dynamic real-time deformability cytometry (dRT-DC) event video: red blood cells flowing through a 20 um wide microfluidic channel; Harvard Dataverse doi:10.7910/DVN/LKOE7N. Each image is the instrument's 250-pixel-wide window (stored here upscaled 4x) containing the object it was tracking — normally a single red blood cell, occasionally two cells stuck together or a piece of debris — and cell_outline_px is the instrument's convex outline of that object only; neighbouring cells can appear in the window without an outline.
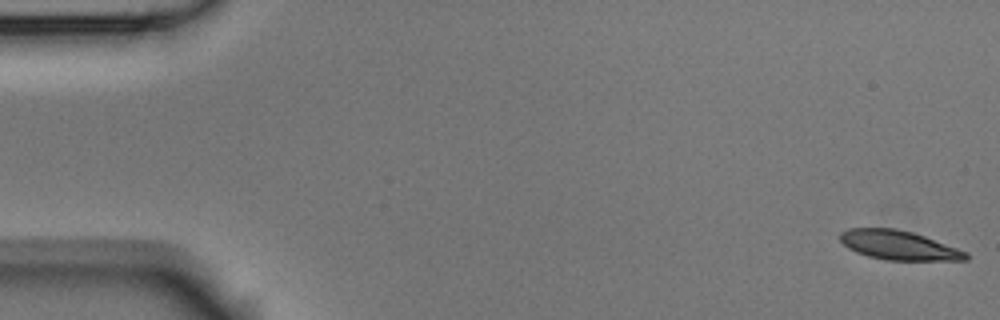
{"species": "Egyptian fruit bat (a non-hibernating species)", "species_latin": "Rousettus aegyptiacus", "temperature_condition": "room temperature", "stored_images_in_passage": 53, "camera_frame_rate_fps": 3000, "um_per_image_px": 0.085, "animal": {"sex": "male"}, "frame": {"image": 1, "passage_image": 1, "time_ms": 0.0, "image_size_px": [1000, 320], "cell_outline_px": [[968, 260], [884, 260], [868, 256], [856, 252], [848, 248], [840, 240], [840, 232], [848, 228], [896, 228], [912, 232], [924, 236], [968, 252]], "centroid_in_image_um": [76.37, 20.84], "position_along_channel_um": 8.6, "area_um2": 21.39}}
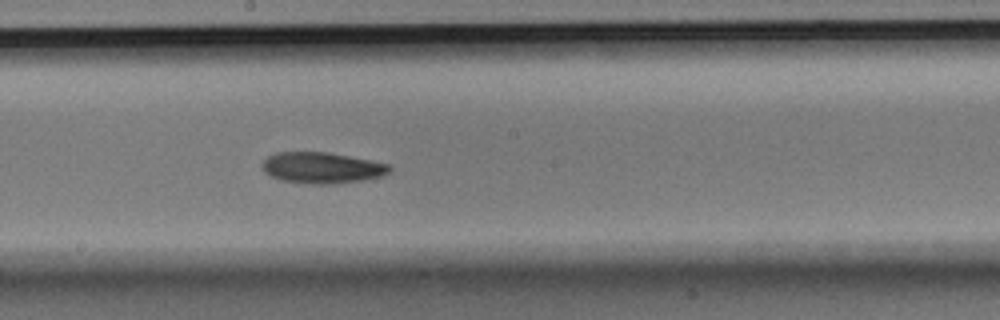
{"frame": {"image": 2, "passage_image": 29, "time_ms": 9.333, "image_size_px": [1000, 320], "cell_outline_px": [[392, 168], [388, 172], [380, 176], [364, 180], [332, 184], [312, 184], [280, 180], [264, 172], [260, 164], [268, 156], [276, 152], [328, 152], [372, 160], [392, 164]], "centroid_in_image_um": [27.37, 14.25], "position_along_channel_um": 220.8, "area_um2": 23.24}}
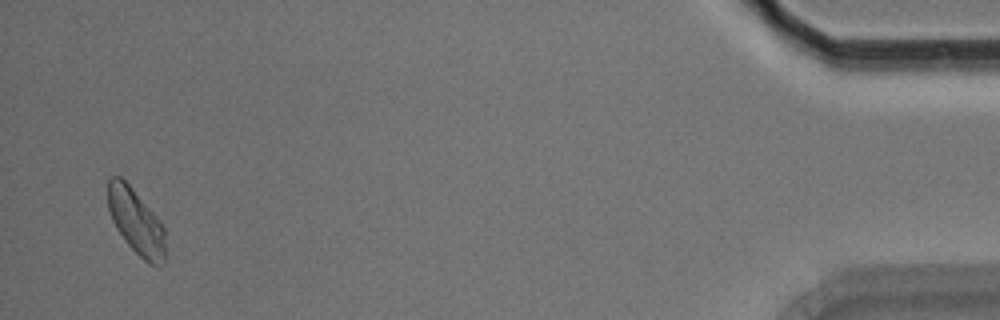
{"frame": {"image": 3, "passage_image": 52, "time_ms": 17.0, "image_size_px": [1000, 320], "cell_outline_px": [[168, 256], [164, 264], [160, 268], [148, 264], [124, 240], [116, 228], [112, 220], [108, 208], [108, 176], [120, 176], [132, 188], [160, 220], [164, 228]], "centroid_in_image_um": [11.62, 18.91], "position_along_channel_um": 423.6, "area_um2": 22.37}, "authors_computed_cell_mechanics": {"area_um2": 22.253, "velocity_mm_per_s": 3.7287, "shape_relaxation_time_tau1_ms": 4.1162, "shape_relaxation_time_tau2_ms": 9.9322, "deformation_change_tau1": 0.106, "deformation_change_tau2": 0.1613}}